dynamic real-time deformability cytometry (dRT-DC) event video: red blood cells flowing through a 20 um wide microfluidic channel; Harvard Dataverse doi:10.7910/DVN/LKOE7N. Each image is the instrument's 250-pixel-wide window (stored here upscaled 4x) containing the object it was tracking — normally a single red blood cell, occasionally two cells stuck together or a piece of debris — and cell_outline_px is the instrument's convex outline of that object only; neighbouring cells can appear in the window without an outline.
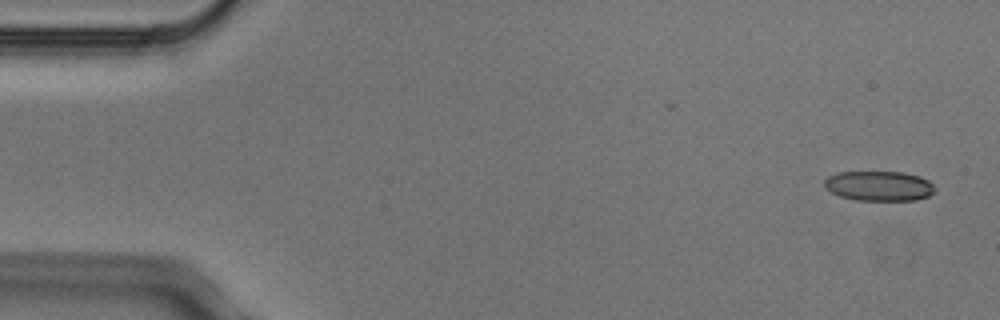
{"species": "Egyptian fruit bat (a non-hibernating species)", "species_latin": "Rousettus aegyptiacus", "temperature_condition": "cold", "stored_images_in_passage": 7, "camera_frame_rate_fps": 3000, "um_per_image_px": 0.085, "animal": {"sex": "male"}, "frame": {"image": 1, "passage_image": 1, "time_ms": 0.0, "image_size_px": [1000, 320], "cell_outline_px": [[936, 192], [928, 196], [916, 200], [856, 200], [840, 196], [824, 188], [824, 180], [828, 176], [836, 172], [904, 172], [920, 176], [928, 180], [936, 188]], "centroid_in_image_um": [74.73, 15.8], "position_along_channel_um": 10.3, "area_um2": 19.42}}
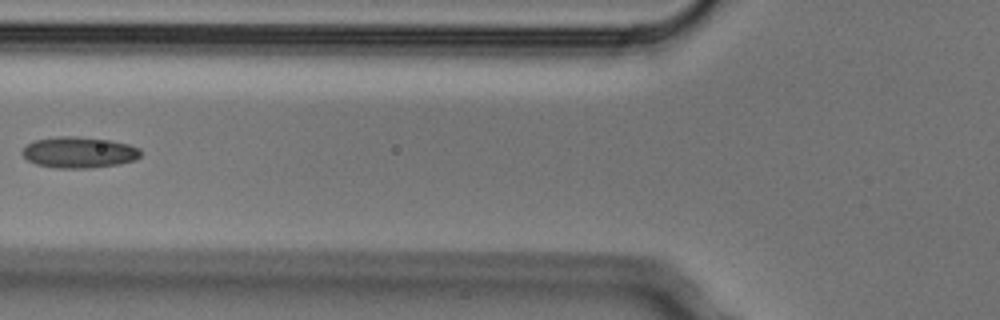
{"frame": {"image": 2, "passage_image": 6, "time_ms": 1.667, "image_size_px": [1000, 320], "cell_outline_px": [[140, 156], [136, 160], [116, 164], [88, 168], [56, 168], [36, 164], [28, 160], [20, 152], [28, 144], [36, 140], [60, 136], [72, 136], [108, 140], [128, 144], [140, 148]], "centroid_in_image_um": [6.71, 12.96], "position_along_channel_um": 119.1, "area_um2": 21.21}}
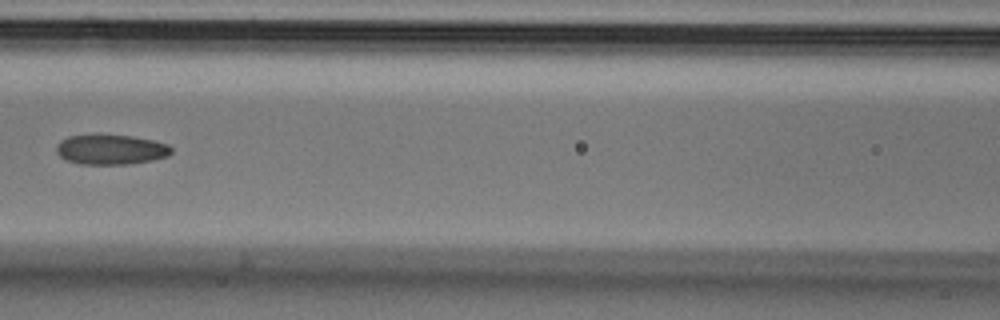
{"frame": {"image": 3, "passage_image": 7, "time_ms": 2.0, "image_size_px": [1000, 320], "cell_outline_px": [[172, 152], [168, 156], [152, 160], [128, 164], [80, 164], [68, 160], [60, 156], [56, 152], [56, 144], [60, 140], [68, 136], [92, 132], [100, 132], [132, 136], [152, 140], [168, 144], [172, 148]], "centroid_in_image_um": [9.38, 12.66], "position_along_channel_um": 157.2, "area_um2": 20.81}}